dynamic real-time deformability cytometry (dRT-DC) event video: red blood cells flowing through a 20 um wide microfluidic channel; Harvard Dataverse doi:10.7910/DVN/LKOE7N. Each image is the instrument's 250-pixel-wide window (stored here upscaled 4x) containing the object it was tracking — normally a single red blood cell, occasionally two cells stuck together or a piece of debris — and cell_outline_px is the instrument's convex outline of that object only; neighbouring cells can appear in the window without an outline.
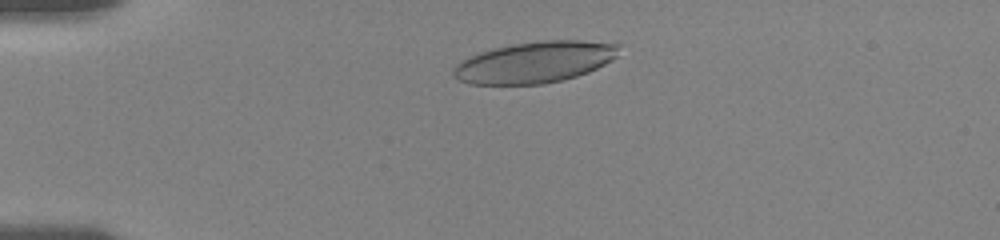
{"species": "human", "species_latin": "Homo sapiens", "temperature_condition": "room temperature", "stored_images_in_passage": 51, "camera_frame_rate_fps": 3000, "um_per_image_px": 0.085, "donor": {"sex": "female"}, "frame": {"image": 1, "passage_image": 8, "time_ms": 2.333, "image_size_px": [1000, 240], "cell_outline_px": [[624, 44], [616, 56], [612, 60], [588, 72], [564, 80], [544, 84], [468, 84], [460, 80], [452, 72], [456, 64], [480, 52], [512, 44], [544, 40], [584, 40]], "centroid_in_image_um": [45.53, 5.28], "position_along_channel_um": 39.5, "area_um2": 39.77}}
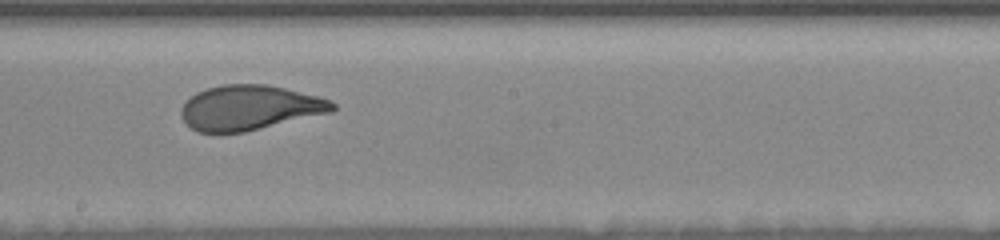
{"frame": {"image": 2, "passage_image": 27, "time_ms": 8.667, "image_size_px": [1000, 240], "cell_outline_px": [[336, 108], [332, 112], [244, 132], [196, 132], [180, 116], [180, 108], [196, 92], [208, 88], [224, 84], [268, 84], [320, 96], [332, 100], [336, 104]], "centroid_in_image_um": [21.25, 9.14], "position_along_channel_um": 226.9, "area_um2": 39.59}}
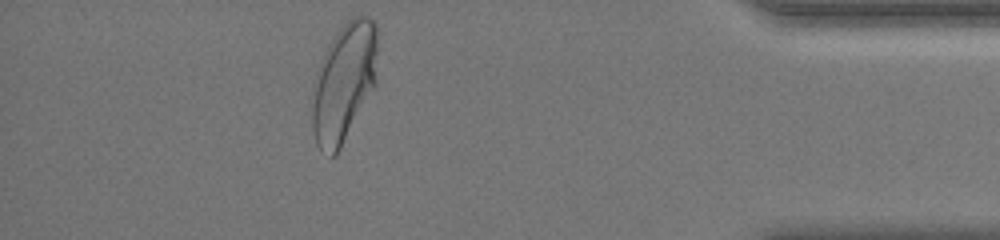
{"frame": {"image": 3, "passage_image": 45, "time_ms": 14.667, "image_size_px": [1000, 240], "cell_outline_px": [[376, 80], [372, 88], [336, 156], [332, 156], [320, 152], [316, 144], [312, 128], [312, 84], [316, 72], [328, 44], [336, 32], [352, 16], [368, 16], [376, 24]], "centroid_in_image_um": [29.18, 7.02], "position_along_channel_um": 406.0, "area_um2": 44.97}, "authors_computed_cell_mechanics": {"area_um2": 40.5756, "velocity_mm_per_s": 3.5995, "shape_relaxation_time_tau1_ms": 3.9973, "shape_relaxation_time_tau2_ms": 0.765, "deformation_change_tau1": 0.1896, "deformation_change_tau2": 0.0627}}